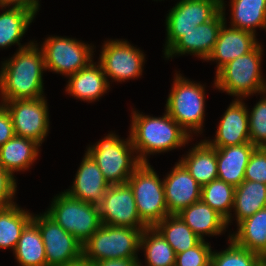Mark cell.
I'll list each match as a JSON object with an SVG mask.
<instances>
[{
	"label": "cell",
	"instance_id": "7402d4cb",
	"mask_svg": "<svg viewBox=\"0 0 266 266\" xmlns=\"http://www.w3.org/2000/svg\"><path fill=\"white\" fill-rule=\"evenodd\" d=\"M177 215L202 240H205L204 235L216 236L227 231L226 220L201 199L183 208Z\"/></svg>",
	"mask_w": 266,
	"mask_h": 266
},
{
	"label": "cell",
	"instance_id": "52a82bcc",
	"mask_svg": "<svg viewBox=\"0 0 266 266\" xmlns=\"http://www.w3.org/2000/svg\"><path fill=\"white\" fill-rule=\"evenodd\" d=\"M127 184L132 189L138 214L147 227H154L170 213L165 200L163 180L150 163H141Z\"/></svg>",
	"mask_w": 266,
	"mask_h": 266
},
{
	"label": "cell",
	"instance_id": "ab89813d",
	"mask_svg": "<svg viewBox=\"0 0 266 266\" xmlns=\"http://www.w3.org/2000/svg\"><path fill=\"white\" fill-rule=\"evenodd\" d=\"M0 7L2 10L3 7L24 8L37 14V12H39L40 4L39 0H0Z\"/></svg>",
	"mask_w": 266,
	"mask_h": 266
},
{
	"label": "cell",
	"instance_id": "9a60e30c",
	"mask_svg": "<svg viewBox=\"0 0 266 266\" xmlns=\"http://www.w3.org/2000/svg\"><path fill=\"white\" fill-rule=\"evenodd\" d=\"M225 2L221 0V11L209 22H205L184 33L165 53L164 57L170 59L175 55H196L206 60L212 52L218 39L219 32L225 22Z\"/></svg>",
	"mask_w": 266,
	"mask_h": 266
},
{
	"label": "cell",
	"instance_id": "2e32d148",
	"mask_svg": "<svg viewBox=\"0 0 266 266\" xmlns=\"http://www.w3.org/2000/svg\"><path fill=\"white\" fill-rule=\"evenodd\" d=\"M205 141L214 148L250 143L248 109L243 99L234 98L218 124L214 140Z\"/></svg>",
	"mask_w": 266,
	"mask_h": 266
},
{
	"label": "cell",
	"instance_id": "f546056e",
	"mask_svg": "<svg viewBox=\"0 0 266 266\" xmlns=\"http://www.w3.org/2000/svg\"><path fill=\"white\" fill-rule=\"evenodd\" d=\"M33 214L17 203L0 208V248L14 252L22 230L32 220Z\"/></svg>",
	"mask_w": 266,
	"mask_h": 266
},
{
	"label": "cell",
	"instance_id": "30bf717a",
	"mask_svg": "<svg viewBox=\"0 0 266 266\" xmlns=\"http://www.w3.org/2000/svg\"><path fill=\"white\" fill-rule=\"evenodd\" d=\"M221 11V0H179L166 16L164 53L186 32L212 20Z\"/></svg>",
	"mask_w": 266,
	"mask_h": 266
},
{
	"label": "cell",
	"instance_id": "7bdbcfd3",
	"mask_svg": "<svg viewBox=\"0 0 266 266\" xmlns=\"http://www.w3.org/2000/svg\"><path fill=\"white\" fill-rule=\"evenodd\" d=\"M260 266H266V260Z\"/></svg>",
	"mask_w": 266,
	"mask_h": 266
},
{
	"label": "cell",
	"instance_id": "ac0fdd59",
	"mask_svg": "<svg viewBox=\"0 0 266 266\" xmlns=\"http://www.w3.org/2000/svg\"><path fill=\"white\" fill-rule=\"evenodd\" d=\"M72 185L65 190L68 195L95 205L101 202L106 190L110 187L100 168L87 152L82 158Z\"/></svg>",
	"mask_w": 266,
	"mask_h": 266
},
{
	"label": "cell",
	"instance_id": "8d00e7d4",
	"mask_svg": "<svg viewBox=\"0 0 266 266\" xmlns=\"http://www.w3.org/2000/svg\"><path fill=\"white\" fill-rule=\"evenodd\" d=\"M244 180L266 184V149L256 148L245 168Z\"/></svg>",
	"mask_w": 266,
	"mask_h": 266
},
{
	"label": "cell",
	"instance_id": "d590c367",
	"mask_svg": "<svg viewBox=\"0 0 266 266\" xmlns=\"http://www.w3.org/2000/svg\"><path fill=\"white\" fill-rule=\"evenodd\" d=\"M212 249L201 240L196 246L176 254L175 266H206L210 263Z\"/></svg>",
	"mask_w": 266,
	"mask_h": 266
},
{
	"label": "cell",
	"instance_id": "44dd1931",
	"mask_svg": "<svg viewBox=\"0 0 266 266\" xmlns=\"http://www.w3.org/2000/svg\"><path fill=\"white\" fill-rule=\"evenodd\" d=\"M256 149L251 143L216 148L218 179L237 187L244 181L245 168Z\"/></svg>",
	"mask_w": 266,
	"mask_h": 266
},
{
	"label": "cell",
	"instance_id": "3957f363",
	"mask_svg": "<svg viewBox=\"0 0 266 266\" xmlns=\"http://www.w3.org/2000/svg\"><path fill=\"white\" fill-rule=\"evenodd\" d=\"M249 53L228 62L216 72L214 86L236 99L266 91V80L261 73L262 44Z\"/></svg>",
	"mask_w": 266,
	"mask_h": 266
},
{
	"label": "cell",
	"instance_id": "277c9868",
	"mask_svg": "<svg viewBox=\"0 0 266 266\" xmlns=\"http://www.w3.org/2000/svg\"><path fill=\"white\" fill-rule=\"evenodd\" d=\"M100 168L110 185L127 183L134 170L141 164L132 145L130 136L121 139L109 133L104 139L89 146L86 151ZM134 154V155H133Z\"/></svg>",
	"mask_w": 266,
	"mask_h": 266
},
{
	"label": "cell",
	"instance_id": "f1b7e54d",
	"mask_svg": "<svg viewBox=\"0 0 266 266\" xmlns=\"http://www.w3.org/2000/svg\"><path fill=\"white\" fill-rule=\"evenodd\" d=\"M230 26L256 33V28L266 30V0H231Z\"/></svg>",
	"mask_w": 266,
	"mask_h": 266
},
{
	"label": "cell",
	"instance_id": "ffe728a7",
	"mask_svg": "<svg viewBox=\"0 0 266 266\" xmlns=\"http://www.w3.org/2000/svg\"><path fill=\"white\" fill-rule=\"evenodd\" d=\"M65 91L76 99L95 102L110 89L109 79L102 66L93 61L77 73L70 75Z\"/></svg>",
	"mask_w": 266,
	"mask_h": 266
},
{
	"label": "cell",
	"instance_id": "60d3db41",
	"mask_svg": "<svg viewBox=\"0 0 266 266\" xmlns=\"http://www.w3.org/2000/svg\"><path fill=\"white\" fill-rule=\"evenodd\" d=\"M94 266H139L137 259H109L93 263Z\"/></svg>",
	"mask_w": 266,
	"mask_h": 266
},
{
	"label": "cell",
	"instance_id": "e0dca14e",
	"mask_svg": "<svg viewBox=\"0 0 266 266\" xmlns=\"http://www.w3.org/2000/svg\"><path fill=\"white\" fill-rule=\"evenodd\" d=\"M165 200L170 214H178L183 208L201 199V188L187 169L178 161L163 179Z\"/></svg>",
	"mask_w": 266,
	"mask_h": 266
},
{
	"label": "cell",
	"instance_id": "d6a6232c",
	"mask_svg": "<svg viewBox=\"0 0 266 266\" xmlns=\"http://www.w3.org/2000/svg\"><path fill=\"white\" fill-rule=\"evenodd\" d=\"M235 187L223 180L215 179L201 188V200L220 214L227 223L231 222Z\"/></svg>",
	"mask_w": 266,
	"mask_h": 266
},
{
	"label": "cell",
	"instance_id": "7c38bea8",
	"mask_svg": "<svg viewBox=\"0 0 266 266\" xmlns=\"http://www.w3.org/2000/svg\"><path fill=\"white\" fill-rule=\"evenodd\" d=\"M10 113L14 133L42 145L49 132V111L45 97L3 103Z\"/></svg>",
	"mask_w": 266,
	"mask_h": 266
},
{
	"label": "cell",
	"instance_id": "d4e9b609",
	"mask_svg": "<svg viewBox=\"0 0 266 266\" xmlns=\"http://www.w3.org/2000/svg\"><path fill=\"white\" fill-rule=\"evenodd\" d=\"M237 226V231L229 234L228 238L266 260V208L239 222Z\"/></svg>",
	"mask_w": 266,
	"mask_h": 266
},
{
	"label": "cell",
	"instance_id": "74e56055",
	"mask_svg": "<svg viewBox=\"0 0 266 266\" xmlns=\"http://www.w3.org/2000/svg\"><path fill=\"white\" fill-rule=\"evenodd\" d=\"M17 191L16 179L0 166V208L12 205Z\"/></svg>",
	"mask_w": 266,
	"mask_h": 266
},
{
	"label": "cell",
	"instance_id": "b9f144b4",
	"mask_svg": "<svg viewBox=\"0 0 266 266\" xmlns=\"http://www.w3.org/2000/svg\"><path fill=\"white\" fill-rule=\"evenodd\" d=\"M62 266H94V265L91 261H89L82 255L78 259L70 261Z\"/></svg>",
	"mask_w": 266,
	"mask_h": 266
},
{
	"label": "cell",
	"instance_id": "d6986e66",
	"mask_svg": "<svg viewBox=\"0 0 266 266\" xmlns=\"http://www.w3.org/2000/svg\"><path fill=\"white\" fill-rule=\"evenodd\" d=\"M226 19L212 52L205 60L216 61V72L228 62L249 53L259 43L256 36L251 32L231 26L226 27Z\"/></svg>",
	"mask_w": 266,
	"mask_h": 266
},
{
	"label": "cell",
	"instance_id": "83f0119b",
	"mask_svg": "<svg viewBox=\"0 0 266 266\" xmlns=\"http://www.w3.org/2000/svg\"><path fill=\"white\" fill-rule=\"evenodd\" d=\"M266 208V184L244 180L235 187L233 212L237 224Z\"/></svg>",
	"mask_w": 266,
	"mask_h": 266
},
{
	"label": "cell",
	"instance_id": "5bb4252c",
	"mask_svg": "<svg viewBox=\"0 0 266 266\" xmlns=\"http://www.w3.org/2000/svg\"><path fill=\"white\" fill-rule=\"evenodd\" d=\"M45 246L48 266H62L82 256V243L57 224L45 212L33 215Z\"/></svg>",
	"mask_w": 266,
	"mask_h": 266
},
{
	"label": "cell",
	"instance_id": "8992f818",
	"mask_svg": "<svg viewBox=\"0 0 266 266\" xmlns=\"http://www.w3.org/2000/svg\"><path fill=\"white\" fill-rule=\"evenodd\" d=\"M143 230L109 226L100 228L82 245V255L92 263L109 259H137Z\"/></svg>",
	"mask_w": 266,
	"mask_h": 266
},
{
	"label": "cell",
	"instance_id": "836d02e7",
	"mask_svg": "<svg viewBox=\"0 0 266 266\" xmlns=\"http://www.w3.org/2000/svg\"><path fill=\"white\" fill-rule=\"evenodd\" d=\"M228 241L225 250L212 251V266H260L265 261L259 254L238 246L230 238Z\"/></svg>",
	"mask_w": 266,
	"mask_h": 266
},
{
	"label": "cell",
	"instance_id": "9c48e42d",
	"mask_svg": "<svg viewBox=\"0 0 266 266\" xmlns=\"http://www.w3.org/2000/svg\"><path fill=\"white\" fill-rule=\"evenodd\" d=\"M40 48L44 54L46 71L66 77L94 61V48L74 38L51 36L45 39Z\"/></svg>",
	"mask_w": 266,
	"mask_h": 266
},
{
	"label": "cell",
	"instance_id": "5b68a950",
	"mask_svg": "<svg viewBox=\"0 0 266 266\" xmlns=\"http://www.w3.org/2000/svg\"><path fill=\"white\" fill-rule=\"evenodd\" d=\"M167 98L165 111L191 136L203 132L205 87L177 74ZM191 133V134H190Z\"/></svg>",
	"mask_w": 266,
	"mask_h": 266
},
{
	"label": "cell",
	"instance_id": "e575fe53",
	"mask_svg": "<svg viewBox=\"0 0 266 266\" xmlns=\"http://www.w3.org/2000/svg\"><path fill=\"white\" fill-rule=\"evenodd\" d=\"M259 102L248 109L249 140L256 148L266 147V91Z\"/></svg>",
	"mask_w": 266,
	"mask_h": 266
},
{
	"label": "cell",
	"instance_id": "6da1fadb",
	"mask_svg": "<svg viewBox=\"0 0 266 266\" xmlns=\"http://www.w3.org/2000/svg\"><path fill=\"white\" fill-rule=\"evenodd\" d=\"M37 43L18 49L2 62L0 70L1 102L44 97V54Z\"/></svg>",
	"mask_w": 266,
	"mask_h": 266
},
{
	"label": "cell",
	"instance_id": "484cf974",
	"mask_svg": "<svg viewBox=\"0 0 266 266\" xmlns=\"http://www.w3.org/2000/svg\"><path fill=\"white\" fill-rule=\"evenodd\" d=\"M3 8L4 10L0 14V48L6 49L17 44L18 48L21 49L30 45L31 41L28 44L21 45L20 39L22 40L36 14L24 8Z\"/></svg>",
	"mask_w": 266,
	"mask_h": 266
},
{
	"label": "cell",
	"instance_id": "4fadbf2b",
	"mask_svg": "<svg viewBox=\"0 0 266 266\" xmlns=\"http://www.w3.org/2000/svg\"><path fill=\"white\" fill-rule=\"evenodd\" d=\"M98 208L101 224L140 230L147 228L140 219L132 189L127 183L110 185Z\"/></svg>",
	"mask_w": 266,
	"mask_h": 266
},
{
	"label": "cell",
	"instance_id": "ba28073f",
	"mask_svg": "<svg viewBox=\"0 0 266 266\" xmlns=\"http://www.w3.org/2000/svg\"><path fill=\"white\" fill-rule=\"evenodd\" d=\"M45 213L82 244L102 225L98 205L80 201L65 191L54 196Z\"/></svg>",
	"mask_w": 266,
	"mask_h": 266
},
{
	"label": "cell",
	"instance_id": "7a4b0ae2",
	"mask_svg": "<svg viewBox=\"0 0 266 266\" xmlns=\"http://www.w3.org/2000/svg\"><path fill=\"white\" fill-rule=\"evenodd\" d=\"M132 111L129 136L141 163H148L151 154L184 147L191 141V136L167 112L153 117Z\"/></svg>",
	"mask_w": 266,
	"mask_h": 266
},
{
	"label": "cell",
	"instance_id": "8fae6325",
	"mask_svg": "<svg viewBox=\"0 0 266 266\" xmlns=\"http://www.w3.org/2000/svg\"><path fill=\"white\" fill-rule=\"evenodd\" d=\"M100 53L98 63L102 66L105 76L111 78L112 82H125L142 75L145 54L127 40H107Z\"/></svg>",
	"mask_w": 266,
	"mask_h": 266
},
{
	"label": "cell",
	"instance_id": "603a6c76",
	"mask_svg": "<svg viewBox=\"0 0 266 266\" xmlns=\"http://www.w3.org/2000/svg\"><path fill=\"white\" fill-rule=\"evenodd\" d=\"M40 146L35 140L14 135L0 147V166L15 177L14 172L27 171L32 166Z\"/></svg>",
	"mask_w": 266,
	"mask_h": 266
},
{
	"label": "cell",
	"instance_id": "1f68e13d",
	"mask_svg": "<svg viewBox=\"0 0 266 266\" xmlns=\"http://www.w3.org/2000/svg\"><path fill=\"white\" fill-rule=\"evenodd\" d=\"M140 249L145 251L146 266H175V251L154 227L143 230ZM139 266H143L140 261Z\"/></svg>",
	"mask_w": 266,
	"mask_h": 266
},
{
	"label": "cell",
	"instance_id": "cb8c5ba5",
	"mask_svg": "<svg viewBox=\"0 0 266 266\" xmlns=\"http://www.w3.org/2000/svg\"><path fill=\"white\" fill-rule=\"evenodd\" d=\"M187 153L178 161L200 186L218 178L216 148L203 140L195 144Z\"/></svg>",
	"mask_w": 266,
	"mask_h": 266
},
{
	"label": "cell",
	"instance_id": "4316f807",
	"mask_svg": "<svg viewBox=\"0 0 266 266\" xmlns=\"http://www.w3.org/2000/svg\"><path fill=\"white\" fill-rule=\"evenodd\" d=\"M13 253L20 266H48L40 230L32 220L22 230Z\"/></svg>",
	"mask_w": 266,
	"mask_h": 266
},
{
	"label": "cell",
	"instance_id": "f35d334b",
	"mask_svg": "<svg viewBox=\"0 0 266 266\" xmlns=\"http://www.w3.org/2000/svg\"><path fill=\"white\" fill-rule=\"evenodd\" d=\"M14 133V127L10 113L4 104H0V147L10 140Z\"/></svg>",
	"mask_w": 266,
	"mask_h": 266
},
{
	"label": "cell",
	"instance_id": "4dcf8cb0",
	"mask_svg": "<svg viewBox=\"0 0 266 266\" xmlns=\"http://www.w3.org/2000/svg\"><path fill=\"white\" fill-rule=\"evenodd\" d=\"M154 228L169 243L176 254L196 246L202 240L177 214H169Z\"/></svg>",
	"mask_w": 266,
	"mask_h": 266
}]
</instances>
